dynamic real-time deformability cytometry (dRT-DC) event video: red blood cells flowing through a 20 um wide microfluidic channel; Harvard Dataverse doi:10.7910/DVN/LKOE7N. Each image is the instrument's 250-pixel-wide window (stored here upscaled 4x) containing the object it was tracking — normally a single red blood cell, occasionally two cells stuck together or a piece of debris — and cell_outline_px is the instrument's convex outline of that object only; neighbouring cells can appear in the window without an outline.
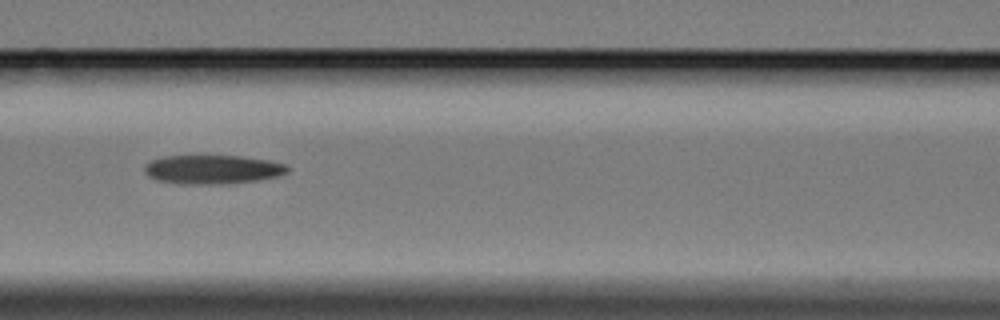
{"species": "Egyptian fruit bat (a non-hibernating species)", "species_latin": "Rousettus aegyptiacus", "temperature_condition": "cold", "stored_images_in_passage": 10, "camera_frame_rate_fps": 3000, "um_per_image_px": 0.085, "animal": {"sex": "female"}, "frame": {"image": 1, "passage_image": 7, "time_ms": 8.333, "image_size_px": [1000, 320], "cell_outline_px": [[288, 172], [280, 176], [256, 180], [208, 184], [184, 184], [156, 180], [148, 176], [144, 172], [144, 164], [152, 160], [164, 156], [240, 156], [272, 160], [288, 164]], "centroid_in_image_um": [18.08, 14.39], "position_along_channel_um": 148.5, "area_um2": 24.1}}
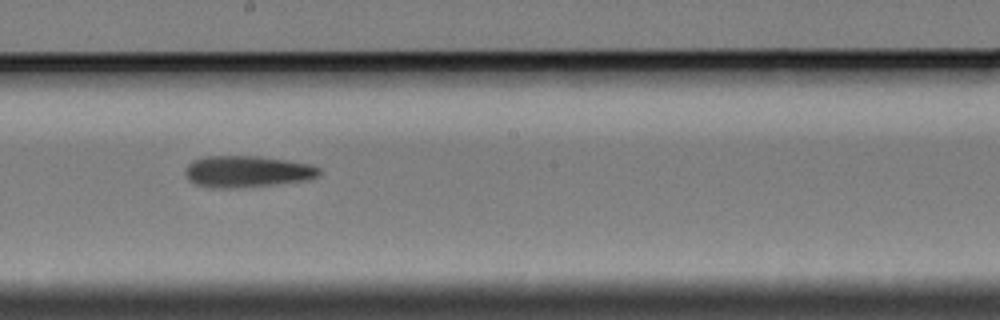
{"frame": {"image": 2, "passage_image": 9, "time_ms": 10.667, "image_size_px": [1000, 320], "cell_outline_px": [[320, 176], [308, 180], [276, 184], [232, 188], [212, 188], [196, 184], [188, 180], [184, 172], [188, 164], [192, 160], [204, 156], [260, 156], [288, 160], [312, 164], [320, 168]], "centroid_in_image_um": [21.02, 14.57], "position_along_channel_um": 227.2, "area_um2": 24.91}}
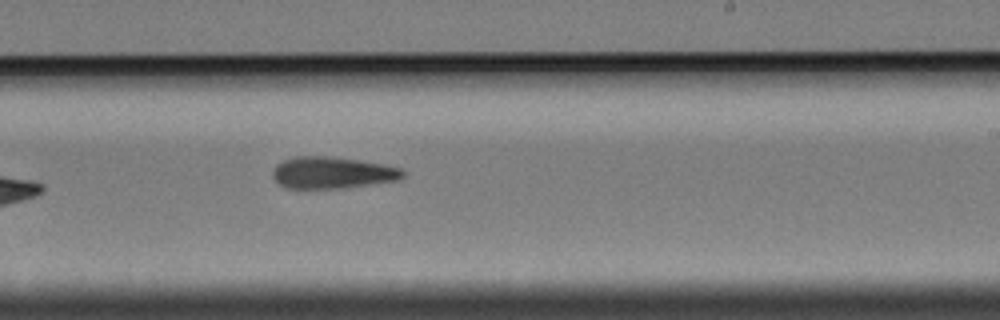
{"frame": {"image": 3, "passage_image": 10, "time_ms": 11.667, "image_size_px": [1000, 320], "cell_outline_px": [[404, 176], [396, 180], [336, 188], [288, 188], [280, 184], [272, 176], [272, 172], [276, 164], [284, 160], [296, 156], [328, 156], [384, 164], [400, 168], [404, 172]], "centroid_in_image_um": [28.19, 14.66], "position_along_channel_um": 260.8, "area_um2": 23.58}}